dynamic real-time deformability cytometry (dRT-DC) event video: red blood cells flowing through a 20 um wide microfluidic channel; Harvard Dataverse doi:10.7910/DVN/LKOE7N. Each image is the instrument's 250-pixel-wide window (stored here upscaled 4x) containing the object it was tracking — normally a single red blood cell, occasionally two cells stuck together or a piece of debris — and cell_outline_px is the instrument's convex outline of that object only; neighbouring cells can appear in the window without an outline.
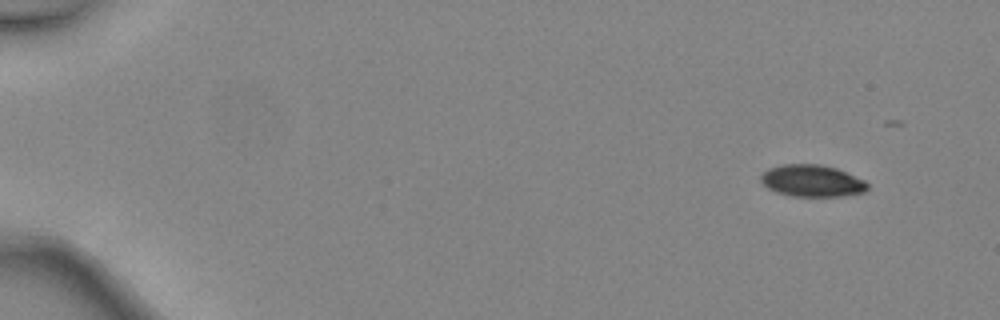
{"species": "common noctule bat (a hibernating species)", "species_latin": "Nyctalus noctula", "temperature_condition": "warm", "stored_images_in_passage": 18, "camera_frame_rate_fps": 3000, "um_per_image_px": 0.085, "animal": {"sex": "female", "body_mass_g": 24.6, "forearm_length_mm": 56.2}, "frame": {"image": 1, "passage_image": 4, "time_ms": 1.0, "image_size_px": [1000, 320], "cell_outline_px": [[868, 188], [864, 192], [840, 196], [792, 196], [776, 192], [768, 188], [760, 180], [760, 176], [768, 168], [784, 164], [820, 164], [836, 168], [864, 180], [868, 184]], "centroid_in_image_um": [69.0, 15.36], "position_along_channel_um": 16.0, "area_um2": 19.71}}
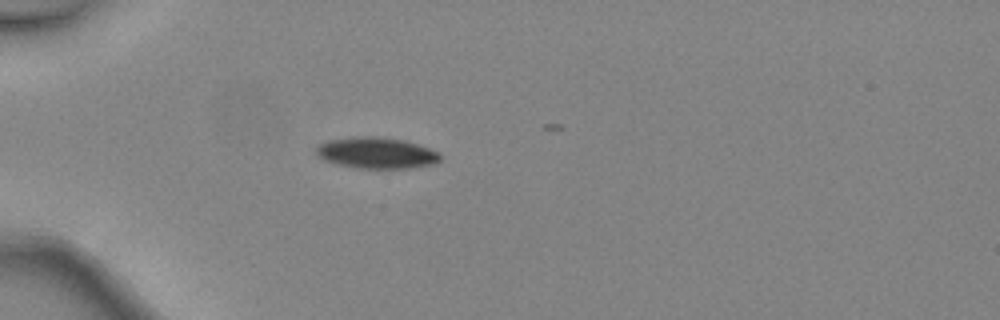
{"frame": {"image": 2, "passage_image": 15, "time_ms": 4.667, "image_size_px": [1000, 320], "cell_outline_px": [[440, 160], [436, 164], [412, 168], [356, 168], [336, 164], [324, 160], [316, 152], [316, 148], [320, 144], [328, 140], [352, 136], [380, 136], [404, 140], [440, 152]], "centroid_in_image_um": [32.01, 12.99], "position_along_channel_um": 53.0, "area_um2": 22.72}}